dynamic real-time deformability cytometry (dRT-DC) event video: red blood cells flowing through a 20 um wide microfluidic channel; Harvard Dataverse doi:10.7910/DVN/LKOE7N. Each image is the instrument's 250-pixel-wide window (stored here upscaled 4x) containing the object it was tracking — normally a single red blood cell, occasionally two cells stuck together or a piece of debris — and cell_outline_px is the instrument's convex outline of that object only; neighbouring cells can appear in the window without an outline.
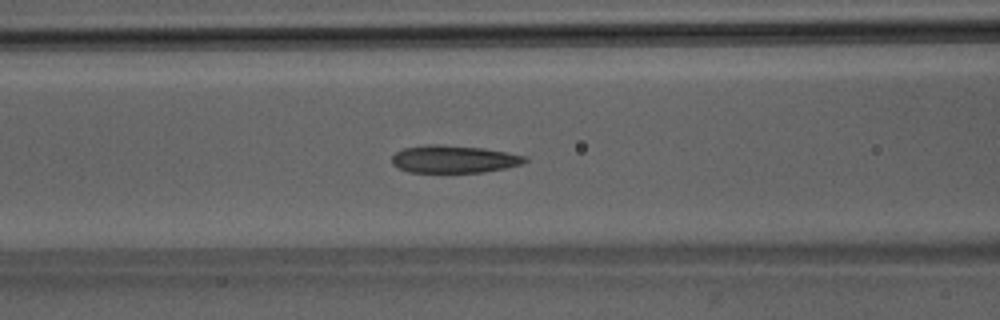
{"species": "Egyptian fruit bat (a non-hibernating species)", "species_latin": "Rousettus aegyptiacus", "temperature_condition": "room temperature", "stored_images_in_passage": 35, "camera_frame_rate_fps": 3000, "um_per_image_px": 0.085, "animal": {"sex": "male"}, "frame": {"image": 1, "passage_image": 6, "time_ms": 1.667, "image_size_px": [1000, 320], "cell_outline_px": [[528, 160], [520, 164], [504, 168], [484, 172], [408, 172], [392, 164], [392, 156], [396, 152], [404, 148], [428, 144], [436, 144], [484, 148], [524, 156]], "centroid_in_image_um": [38.53, 13.52], "position_along_channel_um": 128.1, "area_um2": 21.1}}
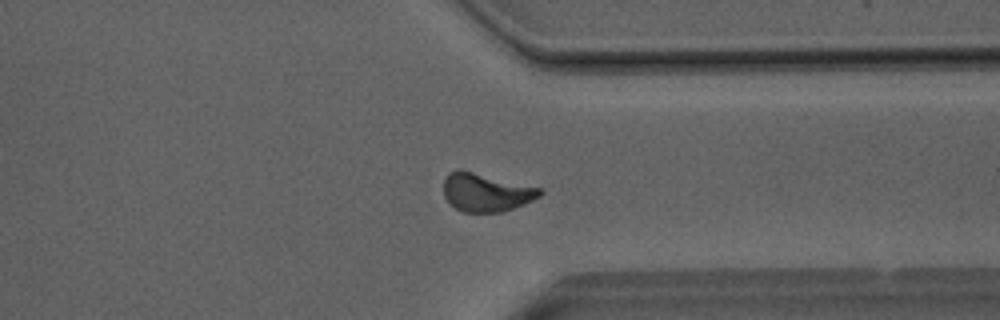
{"frame": {"image": 2, "passage_image": 24, "time_ms": 7.667, "image_size_px": [1000, 320], "cell_outline_px": [[544, 192], [540, 196], [532, 200], [512, 208], [500, 212], [464, 212], [448, 204], [444, 196], [444, 180], [448, 172], [460, 168], [544, 188]], "centroid_in_image_um": [41.31, 16.32], "position_along_channel_um": 370.1, "area_um2": 21.85}}
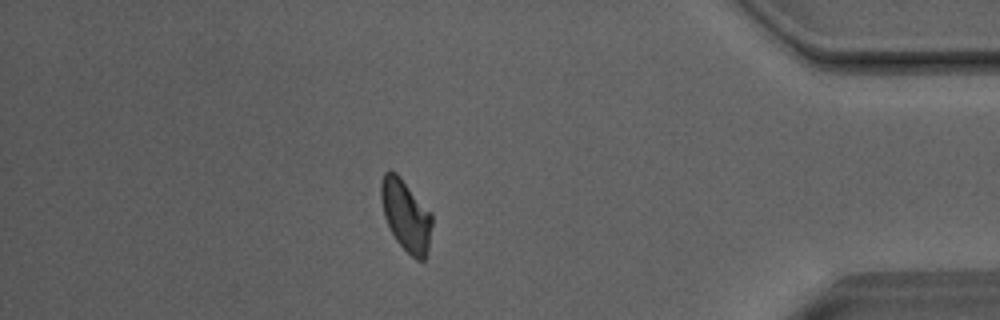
{"frame": {"image": 3, "passage_image": 29, "time_ms": 9.333, "image_size_px": [1000, 320], "cell_outline_px": [[432, 224], [428, 248], [424, 260], [416, 260], [396, 240], [384, 216], [380, 200], [380, 184], [384, 172], [388, 168], [396, 172], [400, 176], [432, 212]], "centroid_in_image_um": [34.49, 18.25], "position_along_channel_um": 400.7, "area_um2": 21.33}, "authors_computed_cell_mechanics": {"area_um2": 21.2126, "velocity_mm_per_s": 4.0558, "shape_relaxation_time_tau1_ms": 7.8177, "shape_relaxation_time_tau2_ms": 2.7368, "deformation_change_tau1": 0.1688, "deformation_change_tau2": 0.0765}}